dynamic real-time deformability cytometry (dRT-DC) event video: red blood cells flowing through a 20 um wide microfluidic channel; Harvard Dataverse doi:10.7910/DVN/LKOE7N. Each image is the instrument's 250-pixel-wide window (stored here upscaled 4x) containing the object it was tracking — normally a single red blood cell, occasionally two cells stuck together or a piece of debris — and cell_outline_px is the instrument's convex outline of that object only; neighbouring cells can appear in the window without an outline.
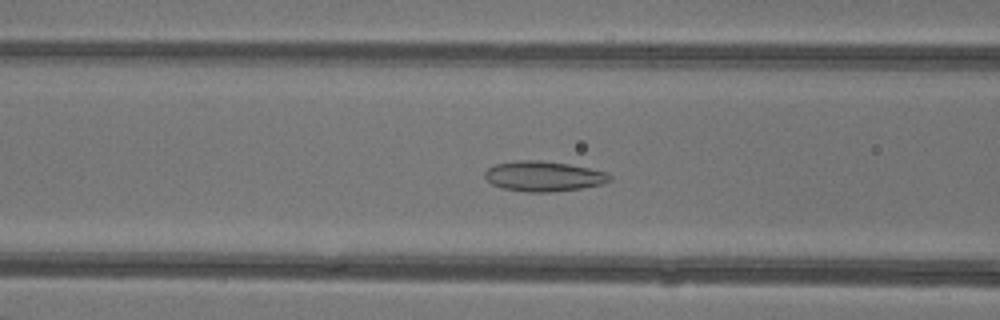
{"species": "common noctule bat (a hibernating species)", "species_latin": "Nyctalus noctula", "temperature_condition": "warm", "stored_images_in_passage": 48, "camera_frame_rate_fps": 3000, "um_per_image_px": 0.085, "animal": {"sex": "female"}, "frame": {"image": 1, "passage_image": 20, "time_ms": 6.333, "image_size_px": [1000, 320], "cell_outline_px": [[612, 180], [604, 184], [580, 188], [548, 192], [528, 192], [504, 188], [492, 184], [484, 176], [484, 172], [488, 168], [496, 164], [516, 160], [540, 160], [568, 164], [608, 172], [612, 176]], "centroid_in_image_um": [46.23, 14.97], "position_along_channel_um": 120.4, "area_um2": 21.91}}
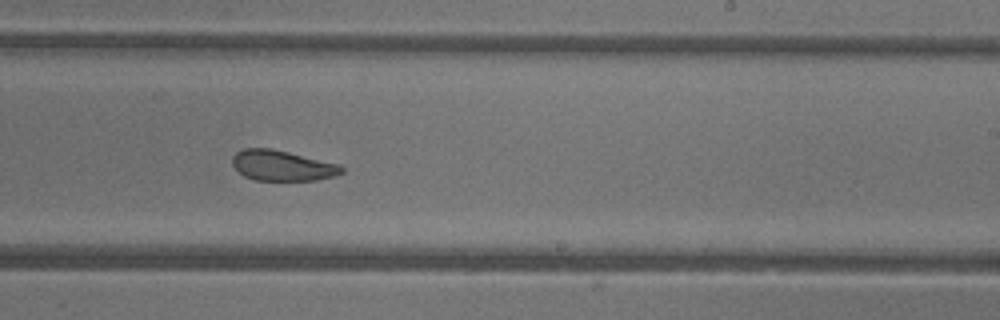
{"frame": {"image": 2, "passage_image": 30, "time_ms": 9.667, "image_size_px": [1000, 320], "cell_outline_px": [[344, 172], [336, 176], [316, 180], [256, 180], [244, 176], [232, 164], [232, 156], [236, 152], [244, 148], [272, 148], [340, 164], [344, 168]], "centroid_in_image_um": [24.01, 14.07], "position_along_channel_um": 265.0, "area_um2": 19.48}}
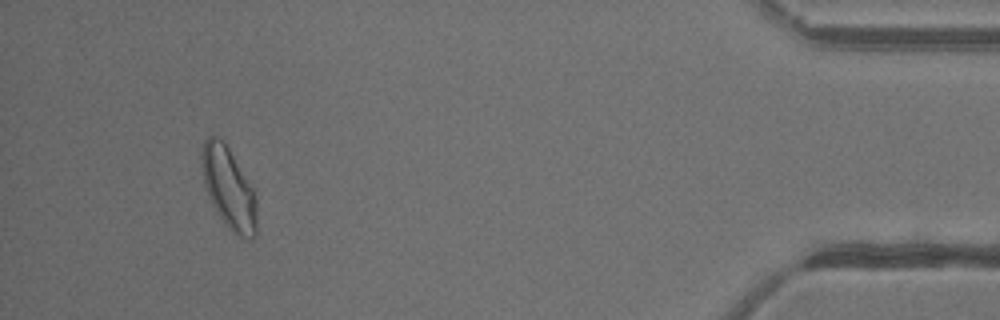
{"frame": {"image": 3, "passage_image": 45, "time_ms": 14.667, "image_size_px": [1000, 320], "cell_outline_px": [[256, 236], [252, 240], [244, 240], [236, 236], [224, 224], [212, 204], [204, 188], [200, 164], [200, 156], [204, 140], [208, 136], [216, 136], [224, 140], [252, 188], [256, 196]], "centroid_in_image_um": [19.41, 16.02], "position_along_channel_um": 415.8, "area_um2": 26.59}, "authors_computed_cell_mechanics": {"area_um2": 23.8425, "velocity_mm_per_s": 4.3423, "shape_relaxation_time_tau1_ms": null, "shape_relaxation_time_tau2_ms": 1.8698, "deformation_change_tau1": null, "deformation_change_tau2": 0.0839}}